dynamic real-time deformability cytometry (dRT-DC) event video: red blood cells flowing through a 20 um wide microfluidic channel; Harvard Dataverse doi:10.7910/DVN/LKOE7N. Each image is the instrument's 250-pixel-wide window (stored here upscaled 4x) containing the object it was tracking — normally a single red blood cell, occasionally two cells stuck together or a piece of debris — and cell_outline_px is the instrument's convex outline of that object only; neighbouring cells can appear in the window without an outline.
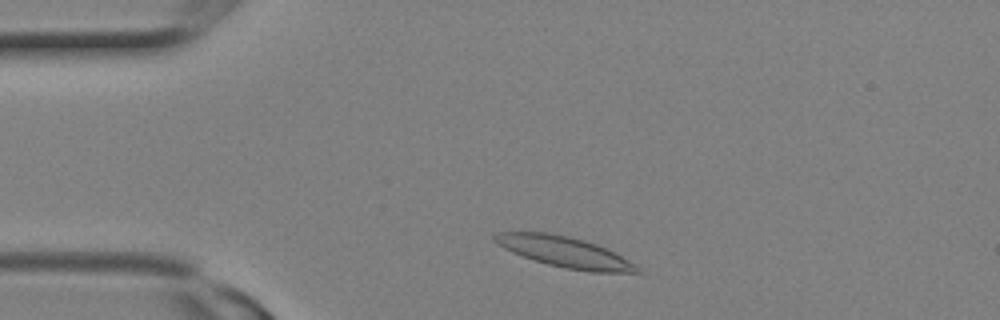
{"species": "Egyptian fruit bat (a non-hibernating species)", "species_latin": "Rousettus aegyptiacus", "temperature_condition": "room temperature", "stored_images_in_passage": 4, "camera_frame_rate_fps": 3000, "um_per_image_px": 0.085, "animal": {"sex": "female"}, "frame": {"image": 1, "passage_image": 2, "time_ms": 0.333, "image_size_px": [1000, 320], "cell_outline_px": [[644, 276], [640, 276], [588, 272], [564, 268], [548, 264], [512, 252], [496, 244], [492, 240], [492, 236], [500, 232], [548, 232], [568, 236], [584, 240], [596, 244], [636, 264], [644, 272]], "centroid_in_image_um": [48.14, 21.48], "position_along_channel_um": 36.9, "area_um2": 26.07}}